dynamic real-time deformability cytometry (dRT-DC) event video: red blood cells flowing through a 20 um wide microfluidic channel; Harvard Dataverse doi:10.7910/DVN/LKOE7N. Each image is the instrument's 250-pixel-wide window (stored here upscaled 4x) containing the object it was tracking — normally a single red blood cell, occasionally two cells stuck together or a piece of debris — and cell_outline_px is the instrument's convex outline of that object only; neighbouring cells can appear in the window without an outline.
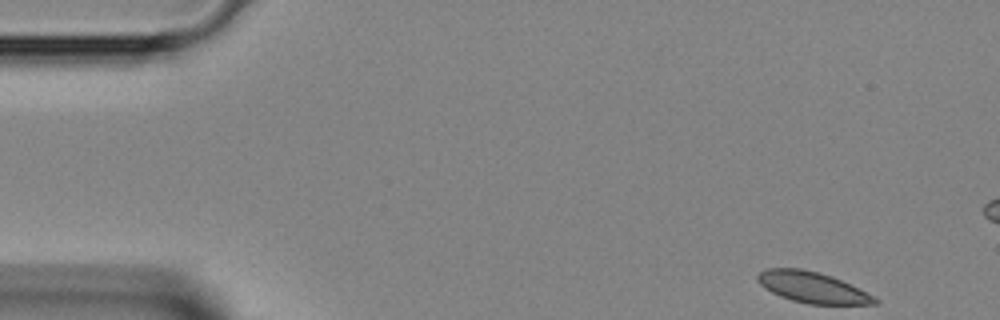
{"species": "Egyptian fruit bat (a non-hibernating species)", "species_latin": "Rousettus aegyptiacus", "temperature_condition": "room temperature", "stored_images_in_passage": 11, "camera_frame_rate_fps": 3000, "um_per_image_px": 0.085, "animal": {"sex": "female"}, "frame": {"image": 1, "passage_image": 1, "time_ms": 0.0, "image_size_px": [1000, 320], "cell_outline_px": [[880, 300], [876, 304], [808, 304], [792, 300], [780, 296], [764, 288], [756, 280], [756, 276], [764, 268], [800, 268], [832, 276]], "centroid_in_image_um": [68.98, 24.42], "position_along_channel_um": 16.0, "area_um2": 20.81}}